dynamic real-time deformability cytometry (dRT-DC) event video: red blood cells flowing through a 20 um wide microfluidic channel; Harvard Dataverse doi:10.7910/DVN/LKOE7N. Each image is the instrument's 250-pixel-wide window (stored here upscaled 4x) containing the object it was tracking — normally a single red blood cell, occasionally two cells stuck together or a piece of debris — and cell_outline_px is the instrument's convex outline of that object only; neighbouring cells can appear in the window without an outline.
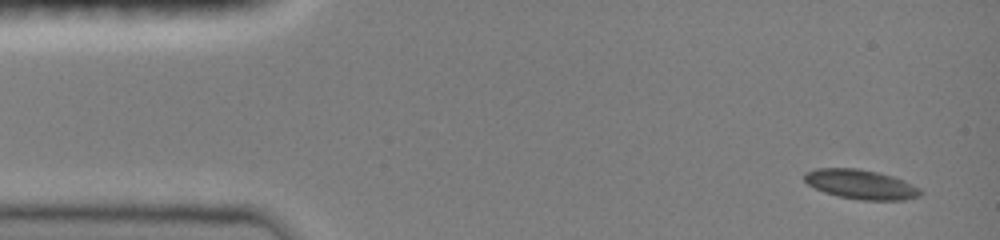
{"species": "common noctule bat (a hibernating species)", "species_latin": "Nyctalus noctula", "temperature_condition": "room temperature", "stored_images_in_passage": 41, "camera_frame_rate_fps": 3000, "um_per_image_px": 0.085, "animal": {"sex": "female", "body_mass_g": 19.0, "forearm_length_mm": 51.5}, "frame": {"image": 1, "passage_image": 1, "time_ms": 0.0, "image_size_px": [1000, 240], "cell_outline_px": [[924, 192], [920, 196], [904, 200], [860, 200], [840, 196], [824, 192], [808, 184], [804, 180], [804, 172], [816, 168], [856, 168], [876, 172], [892, 176], [904, 180], [920, 188]], "centroid_in_image_um": [73.19, 15.67], "position_along_channel_um": 11.8, "area_um2": 19.94}}
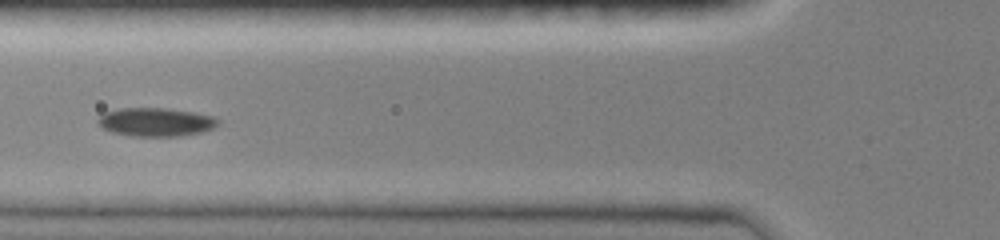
{"frame": {"image": 2, "passage_image": 31, "time_ms": 5.0, "image_size_px": [1000, 240], "cell_outline_px": [[220, 120], [212, 128], [200, 132], [176, 136], [132, 136], [112, 132], [104, 128], [96, 120], [104, 112], [120, 108], [164, 108], [192, 112], [212, 116]], "centroid_in_image_um": [13.2, 10.36], "position_along_channel_um": 112.6, "area_um2": 19.65}}
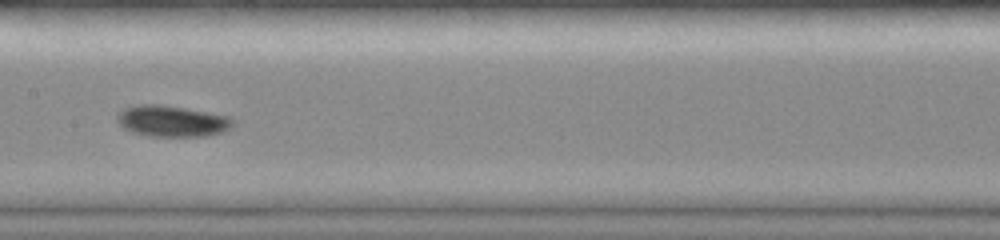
{"frame": {"image": 3, "passage_image": 40, "time_ms": 7.0, "image_size_px": [1000, 240], "cell_outline_px": [[232, 124], [224, 132], [204, 136], [148, 136], [132, 132], [124, 128], [116, 120], [116, 116], [124, 108], [140, 104], [160, 104], [184, 108], [228, 116], [232, 120]], "centroid_in_image_um": [14.57, 10.29], "position_along_channel_um": 192.8, "area_um2": 20.81}}